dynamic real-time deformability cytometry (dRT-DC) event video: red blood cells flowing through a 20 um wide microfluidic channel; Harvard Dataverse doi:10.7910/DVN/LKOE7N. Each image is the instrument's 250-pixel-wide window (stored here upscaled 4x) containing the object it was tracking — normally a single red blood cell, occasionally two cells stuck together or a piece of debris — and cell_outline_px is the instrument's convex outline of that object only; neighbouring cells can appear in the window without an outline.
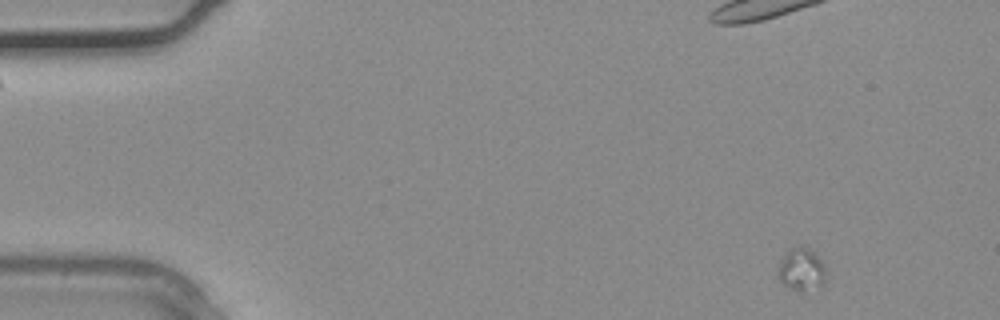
{"species": "common noctule bat (a hibernating species)", "species_latin": "Nyctalus noctula", "temperature_condition": "warm", "stored_images_in_passage": 3, "camera_frame_rate_fps": 3000, "um_per_image_px": 0.085, "animal": {"sex": "male", "body_mass_g": 20.4}, "frame": {"image": 1, "passage_image": 1, "time_ms": 0.0, "image_size_px": [1000, 320], "cell_outline_px": [[824, 280], [820, 288], [804, 296], [796, 292], [784, 284], [780, 280], [776, 272], [784, 256], [792, 248], [800, 244], [804, 244], [824, 264]], "centroid_in_image_um": [68.13, 22.99], "position_along_channel_um": 16.9, "area_um2": 12.25}}